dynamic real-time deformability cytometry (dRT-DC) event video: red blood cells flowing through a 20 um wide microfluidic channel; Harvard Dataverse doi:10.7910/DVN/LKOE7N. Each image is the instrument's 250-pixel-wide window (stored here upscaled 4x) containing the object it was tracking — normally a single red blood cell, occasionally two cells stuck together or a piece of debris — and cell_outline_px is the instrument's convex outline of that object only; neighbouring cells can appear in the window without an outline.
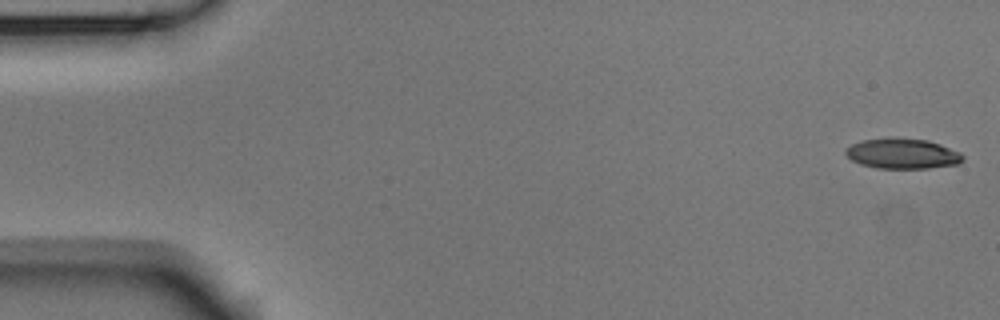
{"species": "Egyptian fruit bat (a non-hibernating species)", "species_latin": "Rousettus aegyptiacus", "temperature_condition": "room temperature", "stored_images_in_passage": 6, "camera_frame_rate_fps": 3000, "um_per_image_px": 0.085, "animal": {"sex": "male"}, "frame": {"image": 1, "passage_image": 1, "time_ms": 0.0, "image_size_px": [1000, 320], "cell_outline_px": [[964, 160], [960, 164], [928, 168], [876, 168], [860, 164], [852, 160], [844, 152], [844, 148], [860, 140], [928, 140], [940, 144], [960, 152], [964, 156]], "centroid_in_image_um": [76.73, 13.1], "position_along_channel_um": 8.3, "area_um2": 20.17}}
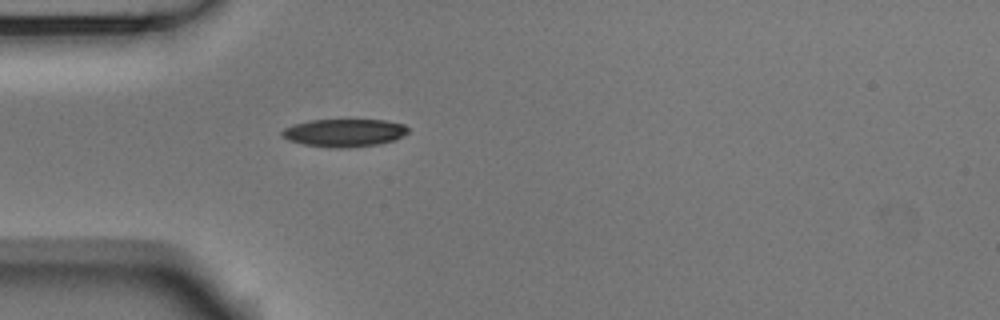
{"frame": {"image": 2, "passage_image": 6, "time_ms": 1.667, "image_size_px": [1000, 320], "cell_outline_px": [[408, 132], [404, 136], [396, 140], [380, 144], [340, 148], [328, 148], [304, 144], [288, 140], [280, 132], [284, 128], [292, 124], [308, 120], [384, 120], [404, 124], [408, 128]], "centroid_in_image_um": [29.27, 11.29], "position_along_channel_um": 55.7, "area_um2": 20.58}}